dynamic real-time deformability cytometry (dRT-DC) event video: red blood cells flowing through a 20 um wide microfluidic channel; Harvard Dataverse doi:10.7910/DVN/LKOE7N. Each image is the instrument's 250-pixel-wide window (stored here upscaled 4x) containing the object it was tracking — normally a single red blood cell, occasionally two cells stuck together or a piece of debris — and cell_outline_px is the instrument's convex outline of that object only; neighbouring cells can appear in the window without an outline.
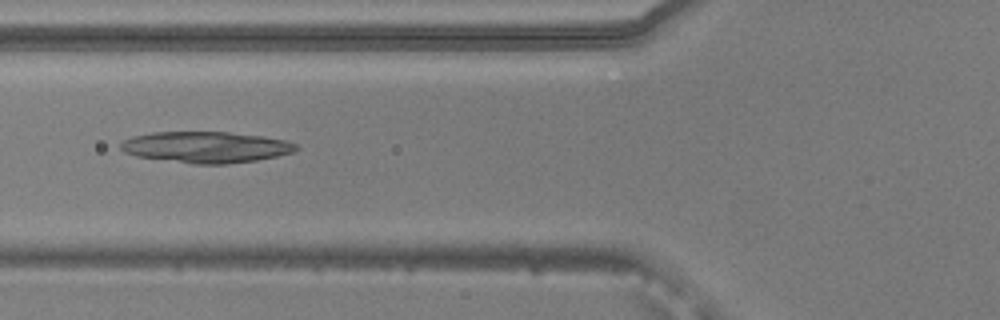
{"species": "common noctule bat (a hibernating species)", "species_latin": "Nyctalus noctula", "temperature_condition": "warm", "stored_images_in_passage": 52, "camera_frame_rate_fps": 3000, "um_per_image_px": 0.085, "animal": {"sex": "male", "body_mass_g": 20.5, "forearm_length_mm": 52.5}, "frame": {"image": 1, "passage_image": 20, "time_ms": 6.333, "image_size_px": [1000, 320], "cell_outline_px": [[300, 148], [292, 152], [276, 156], [256, 160], [228, 164], [192, 164], [136, 156], [124, 152], [120, 148], [120, 144], [124, 140], [132, 136], [152, 132], [228, 132], [264, 136], [284, 140], [296, 144]], "centroid_in_image_um": [17.49, 12.51], "position_along_channel_um": 108.3, "area_um2": 31.91}}
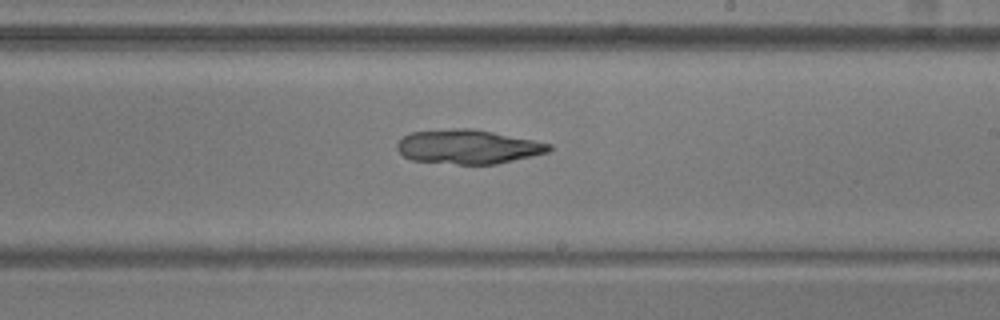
{"frame": {"image": 2, "passage_image": 31, "time_ms": 10.0, "image_size_px": [1000, 320], "cell_outline_px": [[552, 148], [548, 152], [532, 156], [496, 164], [456, 164], [412, 160], [404, 156], [396, 148], [396, 144], [404, 136], [412, 132], [452, 128], [472, 128], [552, 144]], "centroid_in_image_um": [39.77, 12.47], "position_along_channel_um": 249.2, "area_um2": 30.06}}
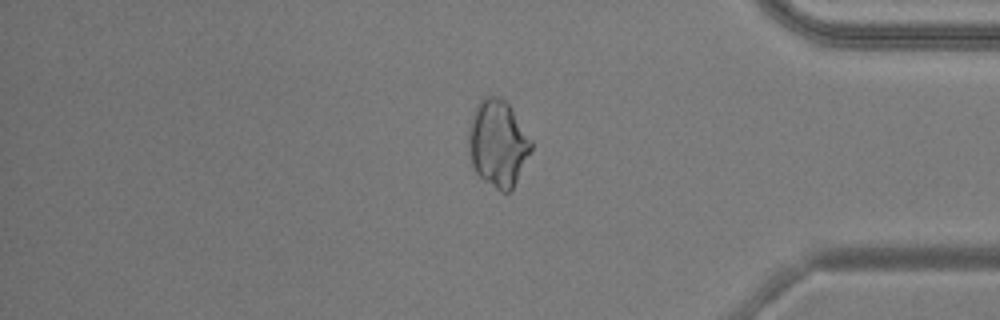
{"frame": {"image": 3, "passage_image": 44, "time_ms": 14.333, "image_size_px": [1000, 320], "cell_outline_px": [[532, 152], [512, 192], [500, 192], [484, 180], [476, 172], [472, 164], [468, 148], [468, 132], [472, 116], [476, 104], [484, 96], [496, 96], [508, 100], [532, 140]], "centroid_in_image_um": [42.35, 12.18], "position_along_channel_um": 392.8, "area_um2": 32.37}}